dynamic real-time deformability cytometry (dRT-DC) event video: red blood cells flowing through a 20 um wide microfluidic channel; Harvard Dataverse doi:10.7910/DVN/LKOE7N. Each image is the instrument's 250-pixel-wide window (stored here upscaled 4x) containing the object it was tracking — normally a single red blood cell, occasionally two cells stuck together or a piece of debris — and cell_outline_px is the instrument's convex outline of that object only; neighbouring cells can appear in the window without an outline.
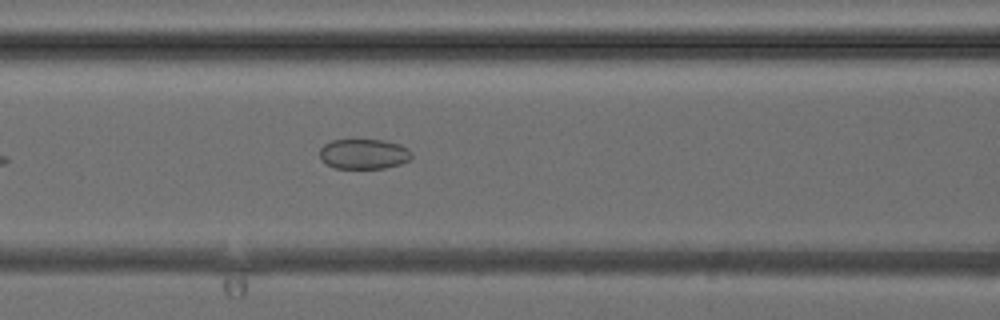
{"species": "common noctule bat (a hibernating species)", "species_latin": "Nyctalus noctula", "temperature_condition": "cold", "stored_images_in_passage": 4, "camera_frame_rate_fps": 3000, "um_per_image_px": 0.085, "animal": {"sex": "female", "body_mass_g": 24.6, "forearm_length_mm": 56.2}, "frame": {"image": 1, "passage_image": 4, "time_ms": 3.333, "image_size_px": [1000, 320], "cell_outline_px": [[412, 156], [408, 160], [400, 164], [384, 168], [336, 168], [320, 160], [320, 148], [324, 144], [332, 140], [384, 140], [400, 144], [408, 148], [412, 152]], "centroid_in_image_um": [30.93, 13.08], "position_along_channel_um": 135.7, "area_um2": 16.13}}